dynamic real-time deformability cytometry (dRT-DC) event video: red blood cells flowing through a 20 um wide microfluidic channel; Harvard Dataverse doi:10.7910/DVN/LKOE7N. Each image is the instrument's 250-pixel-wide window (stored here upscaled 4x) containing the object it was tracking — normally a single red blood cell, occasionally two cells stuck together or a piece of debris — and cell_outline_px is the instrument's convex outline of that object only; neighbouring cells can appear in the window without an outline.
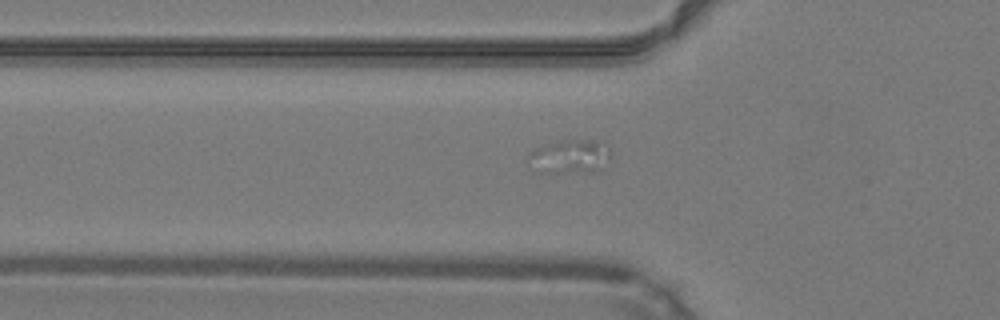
{"species": "common noctule bat (a hibernating species)", "species_latin": "Nyctalus noctula", "temperature_condition": "warm", "stored_images_in_passage": 18, "camera_frame_rate_fps": 3000, "um_per_image_px": 0.085, "animal": {"sex": "male", "body_mass_g": 19.2, "forearm_length_mm": 51.8}, "frame": {"image": 1, "passage_image": 9, "time_ms": 2.667, "image_size_px": [1000, 320], "cell_outline_px": [[612, 152], [600, 172], [532, 172], [528, 156], [528, 152], [532, 148], [544, 144], [560, 140], [596, 140], [608, 144]], "centroid_in_image_um": [48.42, 13.3], "position_along_channel_um": 77.4, "area_um2": 16.88}}
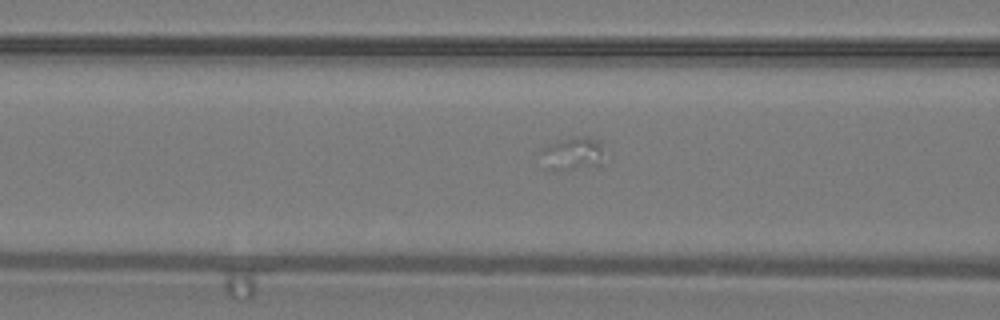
{"frame": {"image": 2, "passage_image": 12, "time_ms": 3.667, "image_size_px": [1000, 320], "cell_outline_px": [[600, 164], [572, 168], [544, 168], [540, 152], [544, 148], [580, 136], [588, 136], [600, 140]], "centroid_in_image_um": [48.66, 13.05], "position_along_channel_um": 117.9, "area_um2": 11.1}}
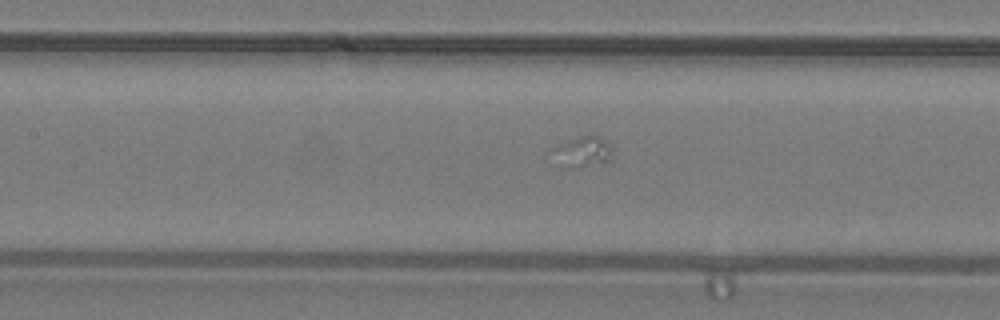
{"frame": {"image": 3, "passage_image": 15, "time_ms": 4.667, "image_size_px": [1000, 320], "cell_outline_px": [[612, 160], [580, 168], [560, 168], [552, 148], [560, 144], [592, 132], [608, 140], [612, 144]], "centroid_in_image_um": [49.6, 12.89], "position_along_channel_um": 157.8, "area_um2": 11.16}}